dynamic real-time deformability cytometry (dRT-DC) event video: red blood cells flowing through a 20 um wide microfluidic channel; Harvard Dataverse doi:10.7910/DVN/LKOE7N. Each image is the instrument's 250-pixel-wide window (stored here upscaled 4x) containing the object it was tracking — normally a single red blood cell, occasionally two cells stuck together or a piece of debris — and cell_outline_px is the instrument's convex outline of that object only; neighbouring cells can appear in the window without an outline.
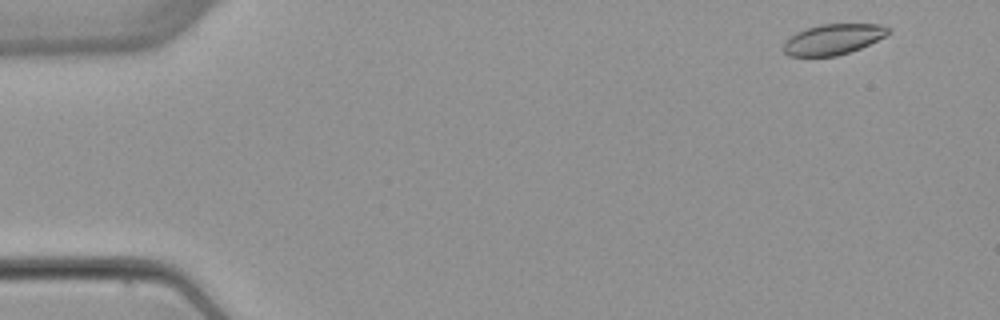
{"species": "common noctule bat (a hibernating species)", "species_latin": "Nyctalus noctula", "temperature_condition": "warm", "stored_images_in_passage": 4, "camera_frame_rate_fps": 3000, "um_per_image_px": 0.085, "animal": {"sex": "female", "body_mass_g": 22.7, "forearm_length_mm": 54.2}, "frame": {"image": 1, "passage_image": 1, "time_ms": 0.0, "image_size_px": [1000, 320], "cell_outline_px": [[888, 32], [884, 36], [860, 48], [836, 56], [788, 56], [784, 52], [784, 44], [796, 32], [804, 28], [820, 24], [880, 24], [888, 28]], "centroid_in_image_um": [70.77, 3.33], "position_along_channel_um": 14.2, "area_um2": 18.32}}
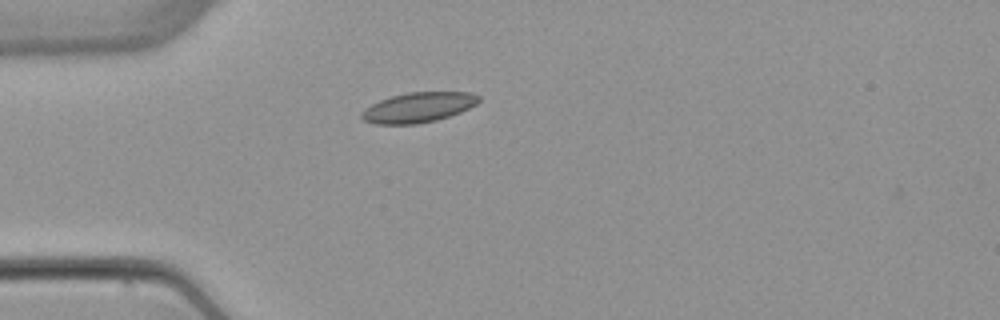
{"frame": {"image": 2, "passage_image": 4, "time_ms": 3.667, "image_size_px": [1000, 320], "cell_outline_px": [[480, 100], [476, 104], [460, 112], [436, 120], [416, 124], [376, 124], [364, 120], [360, 116], [360, 112], [364, 108], [380, 100], [392, 96], [408, 92], [468, 92], [480, 96]], "centroid_in_image_um": [35.53, 9.13], "position_along_channel_um": 49.5, "area_um2": 20.4}}